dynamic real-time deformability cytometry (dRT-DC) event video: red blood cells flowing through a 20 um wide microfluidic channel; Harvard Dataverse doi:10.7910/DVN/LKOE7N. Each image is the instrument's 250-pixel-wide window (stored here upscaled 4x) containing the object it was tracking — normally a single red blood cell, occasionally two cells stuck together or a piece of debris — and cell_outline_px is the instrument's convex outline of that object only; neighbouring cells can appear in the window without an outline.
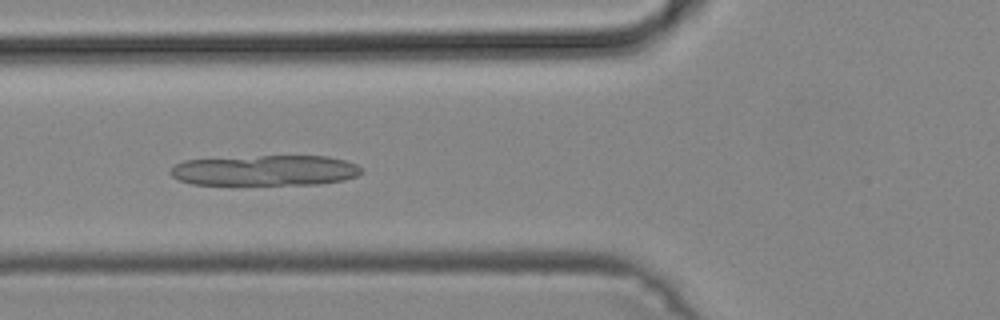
{"species": "common noctule bat (a hibernating species)", "species_latin": "Nyctalus noctula", "temperature_condition": "cold", "stored_images_in_passage": 50, "camera_frame_rate_fps": 3000, "um_per_image_px": 0.085, "animal": {"sex": "male", "body_mass_g": 19.2, "forearm_length_mm": 51.8}, "frame": {"image": 1, "passage_image": 19, "time_ms": 6.0, "image_size_px": [1000, 320], "cell_outline_px": [[364, 172], [356, 176], [344, 180], [320, 184], [192, 184], [180, 180], [172, 176], [172, 168], [176, 164], [184, 160], [260, 156], [328, 156], [344, 160], [356, 164], [364, 168]], "centroid_in_image_um": [22.62, 14.48], "position_along_channel_um": 103.2, "area_um2": 33.81}}
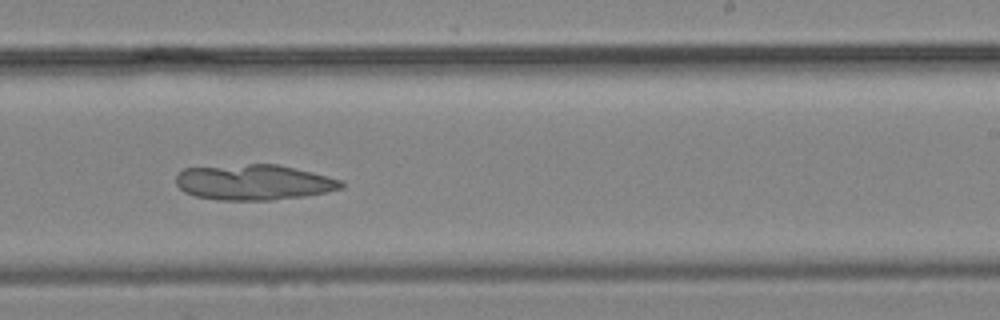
{"frame": {"image": 2, "passage_image": 31, "time_ms": 10.0, "image_size_px": [1000, 320], "cell_outline_px": [[344, 188], [304, 196], [272, 200], [220, 200], [196, 196], [184, 192], [176, 184], [176, 176], [184, 168], [248, 164], [276, 164], [312, 172], [344, 180]], "centroid_in_image_um": [21.59, 15.49], "position_along_channel_um": 267.4, "area_um2": 34.16}}